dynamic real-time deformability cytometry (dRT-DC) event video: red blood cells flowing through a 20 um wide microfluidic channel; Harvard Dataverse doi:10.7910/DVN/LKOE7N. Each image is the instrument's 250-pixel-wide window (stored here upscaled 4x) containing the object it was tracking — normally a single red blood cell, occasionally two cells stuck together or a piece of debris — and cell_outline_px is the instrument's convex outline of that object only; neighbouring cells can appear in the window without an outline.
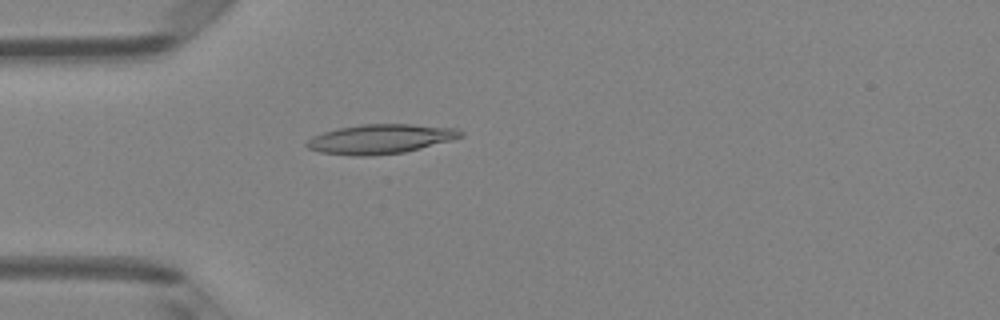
{"species": "Egyptian fruit bat (a non-hibernating species)", "species_latin": "Rousettus aegyptiacus", "temperature_condition": "room temperature", "stored_images_in_passage": 5, "camera_frame_rate_fps": 3000, "um_per_image_px": 0.085, "animal": {"sex": "female"}, "frame": {"image": 1, "passage_image": 5, "time_ms": 1.333, "image_size_px": [1000, 320], "cell_outline_px": [[464, 136], [452, 140], [404, 152], [372, 156], [352, 156], [320, 152], [308, 148], [304, 144], [312, 136], [324, 132], [340, 128], [360, 124], [412, 124], [460, 128], [464, 132]], "centroid_in_image_um": [32.37, 11.81], "position_along_channel_um": 52.6, "area_um2": 26.59}}